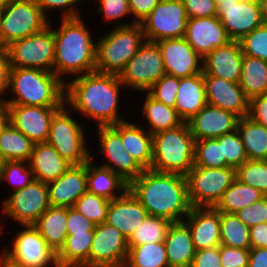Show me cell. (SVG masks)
Returning a JSON list of instances; mask_svg holds the SVG:
<instances>
[{"label": "cell", "instance_id": "cell-1", "mask_svg": "<svg viewBox=\"0 0 267 267\" xmlns=\"http://www.w3.org/2000/svg\"><path fill=\"white\" fill-rule=\"evenodd\" d=\"M70 79L65 83V104L72 112L93 120L95 127L128 120L119 112L120 91L125 88L119 75L93 71Z\"/></svg>", "mask_w": 267, "mask_h": 267}, {"label": "cell", "instance_id": "cell-2", "mask_svg": "<svg viewBox=\"0 0 267 267\" xmlns=\"http://www.w3.org/2000/svg\"><path fill=\"white\" fill-rule=\"evenodd\" d=\"M128 190L142 204L148 215L171 222L183 221L192 208L186 177L181 174L147 169L129 184Z\"/></svg>", "mask_w": 267, "mask_h": 267}, {"label": "cell", "instance_id": "cell-3", "mask_svg": "<svg viewBox=\"0 0 267 267\" xmlns=\"http://www.w3.org/2000/svg\"><path fill=\"white\" fill-rule=\"evenodd\" d=\"M51 23L49 21L54 32L55 75L66 83L70 80L69 76L75 78L95 71L96 41L91 36L93 33L87 28L83 17L61 18V24L56 29Z\"/></svg>", "mask_w": 267, "mask_h": 267}, {"label": "cell", "instance_id": "cell-4", "mask_svg": "<svg viewBox=\"0 0 267 267\" xmlns=\"http://www.w3.org/2000/svg\"><path fill=\"white\" fill-rule=\"evenodd\" d=\"M5 105L62 107L65 104V83L54 72L36 68H11Z\"/></svg>", "mask_w": 267, "mask_h": 267}, {"label": "cell", "instance_id": "cell-5", "mask_svg": "<svg viewBox=\"0 0 267 267\" xmlns=\"http://www.w3.org/2000/svg\"><path fill=\"white\" fill-rule=\"evenodd\" d=\"M151 170L186 175L194 166L195 139L188 123L152 135Z\"/></svg>", "mask_w": 267, "mask_h": 267}, {"label": "cell", "instance_id": "cell-6", "mask_svg": "<svg viewBox=\"0 0 267 267\" xmlns=\"http://www.w3.org/2000/svg\"><path fill=\"white\" fill-rule=\"evenodd\" d=\"M145 41L141 24L112 27L96 41L95 71L119 75Z\"/></svg>", "mask_w": 267, "mask_h": 267}, {"label": "cell", "instance_id": "cell-7", "mask_svg": "<svg viewBox=\"0 0 267 267\" xmlns=\"http://www.w3.org/2000/svg\"><path fill=\"white\" fill-rule=\"evenodd\" d=\"M71 109L64 104L52 117L47 143L71 165H81L91 159L83 124L72 116ZM87 138V139H86Z\"/></svg>", "mask_w": 267, "mask_h": 267}, {"label": "cell", "instance_id": "cell-8", "mask_svg": "<svg viewBox=\"0 0 267 267\" xmlns=\"http://www.w3.org/2000/svg\"><path fill=\"white\" fill-rule=\"evenodd\" d=\"M11 246L1 249L3 258L17 267H58L56 252L47 244L34 225H20Z\"/></svg>", "mask_w": 267, "mask_h": 267}, {"label": "cell", "instance_id": "cell-9", "mask_svg": "<svg viewBox=\"0 0 267 267\" xmlns=\"http://www.w3.org/2000/svg\"><path fill=\"white\" fill-rule=\"evenodd\" d=\"M49 21L35 0H12L1 10V48L42 30Z\"/></svg>", "mask_w": 267, "mask_h": 267}, {"label": "cell", "instance_id": "cell-10", "mask_svg": "<svg viewBox=\"0 0 267 267\" xmlns=\"http://www.w3.org/2000/svg\"><path fill=\"white\" fill-rule=\"evenodd\" d=\"M6 51L11 68H36L53 72L55 41L51 25L14 41L6 47Z\"/></svg>", "mask_w": 267, "mask_h": 267}, {"label": "cell", "instance_id": "cell-11", "mask_svg": "<svg viewBox=\"0 0 267 267\" xmlns=\"http://www.w3.org/2000/svg\"><path fill=\"white\" fill-rule=\"evenodd\" d=\"M192 207H214L236 179V169L193 166L185 175Z\"/></svg>", "mask_w": 267, "mask_h": 267}, {"label": "cell", "instance_id": "cell-12", "mask_svg": "<svg viewBox=\"0 0 267 267\" xmlns=\"http://www.w3.org/2000/svg\"><path fill=\"white\" fill-rule=\"evenodd\" d=\"M166 74L161 50L156 42L145 41L120 72L125 88L146 92Z\"/></svg>", "mask_w": 267, "mask_h": 267}, {"label": "cell", "instance_id": "cell-13", "mask_svg": "<svg viewBox=\"0 0 267 267\" xmlns=\"http://www.w3.org/2000/svg\"><path fill=\"white\" fill-rule=\"evenodd\" d=\"M187 14L182 0H161L140 23L146 41L184 38Z\"/></svg>", "mask_w": 267, "mask_h": 267}, {"label": "cell", "instance_id": "cell-14", "mask_svg": "<svg viewBox=\"0 0 267 267\" xmlns=\"http://www.w3.org/2000/svg\"><path fill=\"white\" fill-rule=\"evenodd\" d=\"M2 206V217H9L17 225H33L50 207L47 184L34 179L21 190L11 192Z\"/></svg>", "mask_w": 267, "mask_h": 267}, {"label": "cell", "instance_id": "cell-15", "mask_svg": "<svg viewBox=\"0 0 267 267\" xmlns=\"http://www.w3.org/2000/svg\"><path fill=\"white\" fill-rule=\"evenodd\" d=\"M98 154L104 156L101 166L109 168L130 184L144 169L125 149L121 138V122L109 126H97Z\"/></svg>", "mask_w": 267, "mask_h": 267}, {"label": "cell", "instance_id": "cell-16", "mask_svg": "<svg viewBox=\"0 0 267 267\" xmlns=\"http://www.w3.org/2000/svg\"><path fill=\"white\" fill-rule=\"evenodd\" d=\"M217 17L233 41H240L263 24L259 0L221 1L217 5Z\"/></svg>", "mask_w": 267, "mask_h": 267}, {"label": "cell", "instance_id": "cell-17", "mask_svg": "<svg viewBox=\"0 0 267 267\" xmlns=\"http://www.w3.org/2000/svg\"><path fill=\"white\" fill-rule=\"evenodd\" d=\"M128 249L127 239L116 227L106 222L97 224L89 252V267H124Z\"/></svg>", "mask_w": 267, "mask_h": 267}, {"label": "cell", "instance_id": "cell-18", "mask_svg": "<svg viewBox=\"0 0 267 267\" xmlns=\"http://www.w3.org/2000/svg\"><path fill=\"white\" fill-rule=\"evenodd\" d=\"M156 43L162 53L166 74L184 78L203 73V58L185 38L159 40Z\"/></svg>", "mask_w": 267, "mask_h": 267}, {"label": "cell", "instance_id": "cell-19", "mask_svg": "<svg viewBox=\"0 0 267 267\" xmlns=\"http://www.w3.org/2000/svg\"><path fill=\"white\" fill-rule=\"evenodd\" d=\"M9 122L33 143L47 142L50 123L61 107L6 105Z\"/></svg>", "mask_w": 267, "mask_h": 267}, {"label": "cell", "instance_id": "cell-20", "mask_svg": "<svg viewBox=\"0 0 267 267\" xmlns=\"http://www.w3.org/2000/svg\"><path fill=\"white\" fill-rule=\"evenodd\" d=\"M184 38L202 58L231 41L217 16L188 18Z\"/></svg>", "mask_w": 267, "mask_h": 267}, {"label": "cell", "instance_id": "cell-21", "mask_svg": "<svg viewBox=\"0 0 267 267\" xmlns=\"http://www.w3.org/2000/svg\"><path fill=\"white\" fill-rule=\"evenodd\" d=\"M207 103L237 115L248 116L249 99L239 83L216 76H204Z\"/></svg>", "mask_w": 267, "mask_h": 267}, {"label": "cell", "instance_id": "cell-22", "mask_svg": "<svg viewBox=\"0 0 267 267\" xmlns=\"http://www.w3.org/2000/svg\"><path fill=\"white\" fill-rule=\"evenodd\" d=\"M239 119L237 115L207 103L187 123L194 139L201 140L218 138L236 131Z\"/></svg>", "mask_w": 267, "mask_h": 267}, {"label": "cell", "instance_id": "cell-23", "mask_svg": "<svg viewBox=\"0 0 267 267\" xmlns=\"http://www.w3.org/2000/svg\"><path fill=\"white\" fill-rule=\"evenodd\" d=\"M51 207H73L87 191V163L71 165L57 180L47 184Z\"/></svg>", "mask_w": 267, "mask_h": 267}, {"label": "cell", "instance_id": "cell-24", "mask_svg": "<svg viewBox=\"0 0 267 267\" xmlns=\"http://www.w3.org/2000/svg\"><path fill=\"white\" fill-rule=\"evenodd\" d=\"M243 55L239 41H229L203 57V76H216L238 83Z\"/></svg>", "mask_w": 267, "mask_h": 267}, {"label": "cell", "instance_id": "cell-25", "mask_svg": "<svg viewBox=\"0 0 267 267\" xmlns=\"http://www.w3.org/2000/svg\"><path fill=\"white\" fill-rule=\"evenodd\" d=\"M197 250L220 246V212L214 207H192L183 220Z\"/></svg>", "mask_w": 267, "mask_h": 267}, {"label": "cell", "instance_id": "cell-26", "mask_svg": "<svg viewBox=\"0 0 267 267\" xmlns=\"http://www.w3.org/2000/svg\"><path fill=\"white\" fill-rule=\"evenodd\" d=\"M147 216L146 209L128 190L122 197L110 201L105 222L116 227L128 240Z\"/></svg>", "mask_w": 267, "mask_h": 267}, {"label": "cell", "instance_id": "cell-27", "mask_svg": "<svg viewBox=\"0 0 267 267\" xmlns=\"http://www.w3.org/2000/svg\"><path fill=\"white\" fill-rule=\"evenodd\" d=\"M28 164L34 179L46 184L57 180L71 166L47 142L34 143Z\"/></svg>", "mask_w": 267, "mask_h": 267}, {"label": "cell", "instance_id": "cell-28", "mask_svg": "<svg viewBox=\"0 0 267 267\" xmlns=\"http://www.w3.org/2000/svg\"><path fill=\"white\" fill-rule=\"evenodd\" d=\"M91 152V159L87 162V191L109 201L122 197L128 191L129 184L109 168L95 162L97 155Z\"/></svg>", "mask_w": 267, "mask_h": 267}, {"label": "cell", "instance_id": "cell-29", "mask_svg": "<svg viewBox=\"0 0 267 267\" xmlns=\"http://www.w3.org/2000/svg\"><path fill=\"white\" fill-rule=\"evenodd\" d=\"M207 104L203 73L179 78L175 110L187 123Z\"/></svg>", "mask_w": 267, "mask_h": 267}, {"label": "cell", "instance_id": "cell-30", "mask_svg": "<svg viewBox=\"0 0 267 267\" xmlns=\"http://www.w3.org/2000/svg\"><path fill=\"white\" fill-rule=\"evenodd\" d=\"M169 267H190L196 249L184 221L172 222L164 240Z\"/></svg>", "mask_w": 267, "mask_h": 267}, {"label": "cell", "instance_id": "cell-31", "mask_svg": "<svg viewBox=\"0 0 267 267\" xmlns=\"http://www.w3.org/2000/svg\"><path fill=\"white\" fill-rule=\"evenodd\" d=\"M139 125L129 120L121 121V138L127 152L147 170L153 159L152 134Z\"/></svg>", "mask_w": 267, "mask_h": 267}, {"label": "cell", "instance_id": "cell-32", "mask_svg": "<svg viewBox=\"0 0 267 267\" xmlns=\"http://www.w3.org/2000/svg\"><path fill=\"white\" fill-rule=\"evenodd\" d=\"M67 207H49L33 224L57 253L67 237Z\"/></svg>", "mask_w": 267, "mask_h": 267}, {"label": "cell", "instance_id": "cell-33", "mask_svg": "<svg viewBox=\"0 0 267 267\" xmlns=\"http://www.w3.org/2000/svg\"><path fill=\"white\" fill-rule=\"evenodd\" d=\"M94 231L67 235L64 245L56 253L58 267H89V252Z\"/></svg>", "mask_w": 267, "mask_h": 267}, {"label": "cell", "instance_id": "cell-34", "mask_svg": "<svg viewBox=\"0 0 267 267\" xmlns=\"http://www.w3.org/2000/svg\"><path fill=\"white\" fill-rule=\"evenodd\" d=\"M144 97L142 106V114L147 119L148 126L144 127L150 134H154L163 130L172 129L180 126L183 121L177 114L175 108L165 105L154 98L147 92Z\"/></svg>", "mask_w": 267, "mask_h": 267}, {"label": "cell", "instance_id": "cell-35", "mask_svg": "<svg viewBox=\"0 0 267 267\" xmlns=\"http://www.w3.org/2000/svg\"><path fill=\"white\" fill-rule=\"evenodd\" d=\"M238 83L249 100L267 94V62L243 55L241 77Z\"/></svg>", "mask_w": 267, "mask_h": 267}, {"label": "cell", "instance_id": "cell-36", "mask_svg": "<svg viewBox=\"0 0 267 267\" xmlns=\"http://www.w3.org/2000/svg\"><path fill=\"white\" fill-rule=\"evenodd\" d=\"M239 133L244 145L247 159H267V128L251 120L248 116L239 119L237 124Z\"/></svg>", "mask_w": 267, "mask_h": 267}, {"label": "cell", "instance_id": "cell-37", "mask_svg": "<svg viewBox=\"0 0 267 267\" xmlns=\"http://www.w3.org/2000/svg\"><path fill=\"white\" fill-rule=\"evenodd\" d=\"M265 195L254 187L235 181L223 193L221 199L214 206L216 210L222 213L235 214L246 206L259 201Z\"/></svg>", "mask_w": 267, "mask_h": 267}, {"label": "cell", "instance_id": "cell-38", "mask_svg": "<svg viewBox=\"0 0 267 267\" xmlns=\"http://www.w3.org/2000/svg\"><path fill=\"white\" fill-rule=\"evenodd\" d=\"M34 143L10 122L0 134V157L3 161H29Z\"/></svg>", "mask_w": 267, "mask_h": 267}, {"label": "cell", "instance_id": "cell-39", "mask_svg": "<svg viewBox=\"0 0 267 267\" xmlns=\"http://www.w3.org/2000/svg\"><path fill=\"white\" fill-rule=\"evenodd\" d=\"M124 267H169L164 242L128 247Z\"/></svg>", "mask_w": 267, "mask_h": 267}, {"label": "cell", "instance_id": "cell-40", "mask_svg": "<svg viewBox=\"0 0 267 267\" xmlns=\"http://www.w3.org/2000/svg\"><path fill=\"white\" fill-rule=\"evenodd\" d=\"M220 243L231 248L250 249L249 227L236 214L220 212Z\"/></svg>", "mask_w": 267, "mask_h": 267}, {"label": "cell", "instance_id": "cell-41", "mask_svg": "<svg viewBox=\"0 0 267 267\" xmlns=\"http://www.w3.org/2000/svg\"><path fill=\"white\" fill-rule=\"evenodd\" d=\"M171 223L168 219L148 215L127 240L128 247L164 242Z\"/></svg>", "mask_w": 267, "mask_h": 267}, {"label": "cell", "instance_id": "cell-42", "mask_svg": "<svg viewBox=\"0 0 267 267\" xmlns=\"http://www.w3.org/2000/svg\"><path fill=\"white\" fill-rule=\"evenodd\" d=\"M194 166L204 168H225L222 144L216 138L195 140Z\"/></svg>", "mask_w": 267, "mask_h": 267}, {"label": "cell", "instance_id": "cell-43", "mask_svg": "<svg viewBox=\"0 0 267 267\" xmlns=\"http://www.w3.org/2000/svg\"><path fill=\"white\" fill-rule=\"evenodd\" d=\"M236 179L267 196L266 160H247L236 168Z\"/></svg>", "mask_w": 267, "mask_h": 267}, {"label": "cell", "instance_id": "cell-44", "mask_svg": "<svg viewBox=\"0 0 267 267\" xmlns=\"http://www.w3.org/2000/svg\"><path fill=\"white\" fill-rule=\"evenodd\" d=\"M33 180V171L26 161H3L0 165V182L12 186V192L21 190Z\"/></svg>", "mask_w": 267, "mask_h": 267}, {"label": "cell", "instance_id": "cell-45", "mask_svg": "<svg viewBox=\"0 0 267 267\" xmlns=\"http://www.w3.org/2000/svg\"><path fill=\"white\" fill-rule=\"evenodd\" d=\"M109 203L110 201L104 197L86 191L72 208L97 225L106 221Z\"/></svg>", "mask_w": 267, "mask_h": 267}, {"label": "cell", "instance_id": "cell-46", "mask_svg": "<svg viewBox=\"0 0 267 267\" xmlns=\"http://www.w3.org/2000/svg\"><path fill=\"white\" fill-rule=\"evenodd\" d=\"M222 144L226 167L237 168L246 162L247 154L239 133L236 131L216 138Z\"/></svg>", "mask_w": 267, "mask_h": 267}, {"label": "cell", "instance_id": "cell-47", "mask_svg": "<svg viewBox=\"0 0 267 267\" xmlns=\"http://www.w3.org/2000/svg\"><path fill=\"white\" fill-rule=\"evenodd\" d=\"M97 3V12L100 13L105 23L108 24L116 21L114 27H125L136 24L135 22H125L124 20L126 16V18H128V16L131 17L128 0H97ZM122 18L124 22L121 23L120 21V23L117 24V20H122Z\"/></svg>", "mask_w": 267, "mask_h": 267}, {"label": "cell", "instance_id": "cell-48", "mask_svg": "<svg viewBox=\"0 0 267 267\" xmlns=\"http://www.w3.org/2000/svg\"><path fill=\"white\" fill-rule=\"evenodd\" d=\"M242 53L251 57L259 58L267 62V25L254 29L240 41Z\"/></svg>", "mask_w": 267, "mask_h": 267}, {"label": "cell", "instance_id": "cell-49", "mask_svg": "<svg viewBox=\"0 0 267 267\" xmlns=\"http://www.w3.org/2000/svg\"><path fill=\"white\" fill-rule=\"evenodd\" d=\"M178 88L179 78L165 74L146 92L155 100L174 108Z\"/></svg>", "mask_w": 267, "mask_h": 267}, {"label": "cell", "instance_id": "cell-50", "mask_svg": "<svg viewBox=\"0 0 267 267\" xmlns=\"http://www.w3.org/2000/svg\"><path fill=\"white\" fill-rule=\"evenodd\" d=\"M36 4L41 8L43 14L49 19L51 10H60L61 18L81 17L78 3L81 5L82 0H35ZM84 1V0H83ZM77 6V7H76ZM78 8V9H77ZM50 11V12H49ZM62 11V12H61ZM49 12V13H48Z\"/></svg>", "mask_w": 267, "mask_h": 267}, {"label": "cell", "instance_id": "cell-51", "mask_svg": "<svg viewBox=\"0 0 267 267\" xmlns=\"http://www.w3.org/2000/svg\"><path fill=\"white\" fill-rule=\"evenodd\" d=\"M235 214L249 228L260 223H267V196Z\"/></svg>", "mask_w": 267, "mask_h": 267}, {"label": "cell", "instance_id": "cell-52", "mask_svg": "<svg viewBox=\"0 0 267 267\" xmlns=\"http://www.w3.org/2000/svg\"><path fill=\"white\" fill-rule=\"evenodd\" d=\"M250 249L220 245L222 267H248Z\"/></svg>", "mask_w": 267, "mask_h": 267}, {"label": "cell", "instance_id": "cell-53", "mask_svg": "<svg viewBox=\"0 0 267 267\" xmlns=\"http://www.w3.org/2000/svg\"><path fill=\"white\" fill-rule=\"evenodd\" d=\"M188 18L217 16L213 0H182Z\"/></svg>", "mask_w": 267, "mask_h": 267}, {"label": "cell", "instance_id": "cell-54", "mask_svg": "<svg viewBox=\"0 0 267 267\" xmlns=\"http://www.w3.org/2000/svg\"><path fill=\"white\" fill-rule=\"evenodd\" d=\"M96 224L90 221L83 214L77 212L74 208H67V235L86 233L94 231Z\"/></svg>", "mask_w": 267, "mask_h": 267}, {"label": "cell", "instance_id": "cell-55", "mask_svg": "<svg viewBox=\"0 0 267 267\" xmlns=\"http://www.w3.org/2000/svg\"><path fill=\"white\" fill-rule=\"evenodd\" d=\"M190 267H222L220 246L197 250Z\"/></svg>", "mask_w": 267, "mask_h": 267}, {"label": "cell", "instance_id": "cell-56", "mask_svg": "<svg viewBox=\"0 0 267 267\" xmlns=\"http://www.w3.org/2000/svg\"><path fill=\"white\" fill-rule=\"evenodd\" d=\"M248 117L267 128V94L249 100Z\"/></svg>", "mask_w": 267, "mask_h": 267}, {"label": "cell", "instance_id": "cell-57", "mask_svg": "<svg viewBox=\"0 0 267 267\" xmlns=\"http://www.w3.org/2000/svg\"><path fill=\"white\" fill-rule=\"evenodd\" d=\"M161 0H128L132 22L140 24Z\"/></svg>", "mask_w": 267, "mask_h": 267}, {"label": "cell", "instance_id": "cell-58", "mask_svg": "<svg viewBox=\"0 0 267 267\" xmlns=\"http://www.w3.org/2000/svg\"><path fill=\"white\" fill-rule=\"evenodd\" d=\"M10 61L6 48H0V97L4 99L9 84Z\"/></svg>", "mask_w": 267, "mask_h": 267}, {"label": "cell", "instance_id": "cell-59", "mask_svg": "<svg viewBox=\"0 0 267 267\" xmlns=\"http://www.w3.org/2000/svg\"><path fill=\"white\" fill-rule=\"evenodd\" d=\"M251 248L267 247V223H260L249 228Z\"/></svg>", "mask_w": 267, "mask_h": 267}, {"label": "cell", "instance_id": "cell-60", "mask_svg": "<svg viewBox=\"0 0 267 267\" xmlns=\"http://www.w3.org/2000/svg\"><path fill=\"white\" fill-rule=\"evenodd\" d=\"M248 267H267V247L250 248Z\"/></svg>", "mask_w": 267, "mask_h": 267}, {"label": "cell", "instance_id": "cell-61", "mask_svg": "<svg viewBox=\"0 0 267 267\" xmlns=\"http://www.w3.org/2000/svg\"><path fill=\"white\" fill-rule=\"evenodd\" d=\"M8 123H9V112H8L7 106L4 105L0 109V134Z\"/></svg>", "mask_w": 267, "mask_h": 267}, {"label": "cell", "instance_id": "cell-62", "mask_svg": "<svg viewBox=\"0 0 267 267\" xmlns=\"http://www.w3.org/2000/svg\"><path fill=\"white\" fill-rule=\"evenodd\" d=\"M263 24L267 25V0H259Z\"/></svg>", "mask_w": 267, "mask_h": 267}, {"label": "cell", "instance_id": "cell-63", "mask_svg": "<svg viewBox=\"0 0 267 267\" xmlns=\"http://www.w3.org/2000/svg\"><path fill=\"white\" fill-rule=\"evenodd\" d=\"M0 267H17V266H14L13 264L6 261L5 259L1 258L0 259Z\"/></svg>", "mask_w": 267, "mask_h": 267}, {"label": "cell", "instance_id": "cell-64", "mask_svg": "<svg viewBox=\"0 0 267 267\" xmlns=\"http://www.w3.org/2000/svg\"><path fill=\"white\" fill-rule=\"evenodd\" d=\"M12 0H0V10H3Z\"/></svg>", "mask_w": 267, "mask_h": 267}, {"label": "cell", "instance_id": "cell-65", "mask_svg": "<svg viewBox=\"0 0 267 267\" xmlns=\"http://www.w3.org/2000/svg\"><path fill=\"white\" fill-rule=\"evenodd\" d=\"M4 99L0 97V109L4 106Z\"/></svg>", "mask_w": 267, "mask_h": 267}, {"label": "cell", "instance_id": "cell-66", "mask_svg": "<svg viewBox=\"0 0 267 267\" xmlns=\"http://www.w3.org/2000/svg\"><path fill=\"white\" fill-rule=\"evenodd\" d=\"M221 1H227V0H213V2L218 5Z\"/></svg>", "mask_w": 267, "mask_h": 267}, {"label": "cell", "instance_id": "cell-67", "mask_svg": "<svg viewBox=\"0 0 267 267\" xmlns=\"http://www.w3.org/2000/svg\"><path fill=\"white\" fill-rule=\"evenodd\" d=\"M0 22H1V10H0ZM0 48H1V28H0Z\"/></svg>", "mask_w": 267, "mask_h": 267}, {"label": "cell", "instance_id": "cell-68", "mask_svg": "<svg viewBox=\"0 0 267 267\" xmlns=\"http://www.w3.org/2000/svg\"><path fill=\"white\" fill-rule=\"evenodd\" d=\"M2 234L5 236V233H3L2 226L0 225V238H1V235H2Z\"/></svg>", "mask_w": 267, "mask_h": 267}, {"label": "cell", "instance_id": "cell-69", "mask_svg": "<svg viewBox=\"0 0 267 267\" xmlns=\"http://www.w3.org/2000/svg\"><path fill=\"white\" fill-rule=\"evenodd\" d=\"M3 163V160H2V158L0 157V165Z\"/></svg>", "mask_w": 267, "mask_h": 267}]
</instances>
